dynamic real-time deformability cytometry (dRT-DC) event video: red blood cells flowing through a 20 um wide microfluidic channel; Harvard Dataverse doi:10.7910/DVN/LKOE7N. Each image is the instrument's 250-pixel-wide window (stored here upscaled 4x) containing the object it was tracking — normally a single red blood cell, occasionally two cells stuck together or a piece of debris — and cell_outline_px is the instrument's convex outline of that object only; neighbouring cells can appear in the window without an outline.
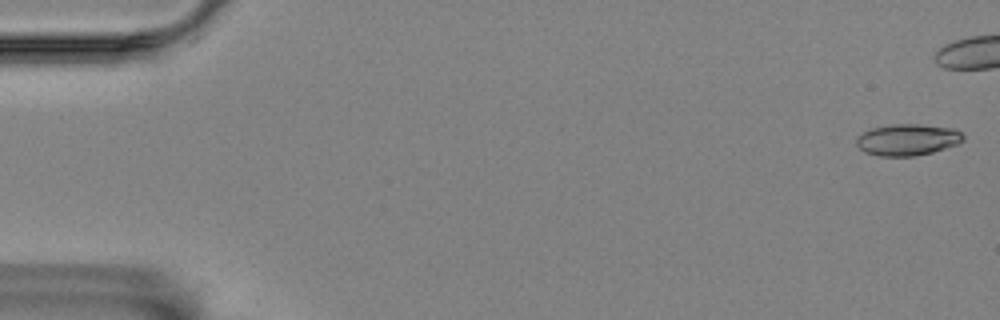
{"species": "Egyptian fruit bat (a non-hibernating species)", "species_latin": "Rousettus aegyptiacus", "temperature_condition": "room temperature", "stored_images_in_passage": 46, "camera_frame_rate_fps": 3000, "um_per_image_px": 0.085, "animal": {"sex": "female"}, "frame": {"image": 1, "passage_image": 1, "time_ms": 0.0, "image_size_px": [1000, 320], "cell_outline_px": [[964, 140], [956, 144], [932, 152], [916, 156], [880, 156], [864, 152], [856, 144], [856, 136], [872, 128], [892, 124], [920, 124], [952, 128], [960, 132], [964, 136]], "centroid_in_image_um": [77.11, 11.87], "position_along_channel_um": 7.9, "area_um2": 19.54}}
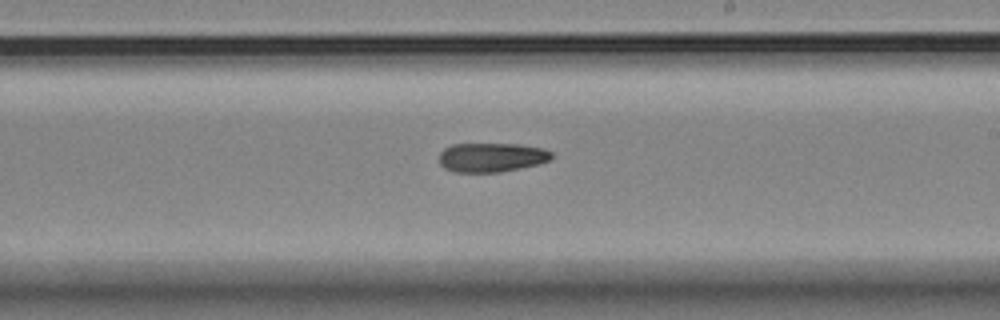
{"frame": {"image": 2, "passage_image": 33, "time_ms": 10.667, "image_size_px": [1000, 320], "cell_outline_px": [[552, 160], [520, 168], [500, 172], [456, 172], [444, 168], [440, 164], [440, 152], [444, 148], [452, 144], [520, 144], [544, 148], [552, 152]], "centroid_in_image_um": [41.79, 13.37], "position_along_channel_um": 247.2, "area_um2": 19.19}}
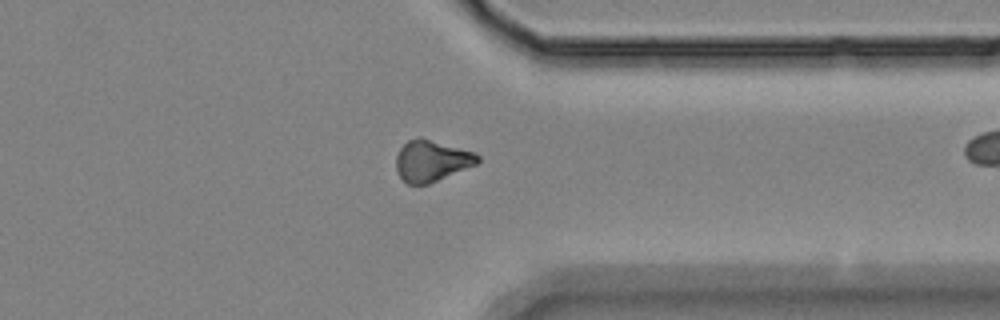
{"frame": {"image": 3, "passage_image": 44, "time_ms": 14.333, "image_size_px": [1000, 320], "cell_outline_px": [[480, 160], [476, 164], [428, 184], [408, 184], [400, 176], [396, 168], [396, 156], [400, 148], [408, 140], [420, 136], [476, 152], [480, 156]], "centroid_in_image_um": [36.69, 13.64], "position_along_channel_um": 374.7, "area_um2": 19.59}}